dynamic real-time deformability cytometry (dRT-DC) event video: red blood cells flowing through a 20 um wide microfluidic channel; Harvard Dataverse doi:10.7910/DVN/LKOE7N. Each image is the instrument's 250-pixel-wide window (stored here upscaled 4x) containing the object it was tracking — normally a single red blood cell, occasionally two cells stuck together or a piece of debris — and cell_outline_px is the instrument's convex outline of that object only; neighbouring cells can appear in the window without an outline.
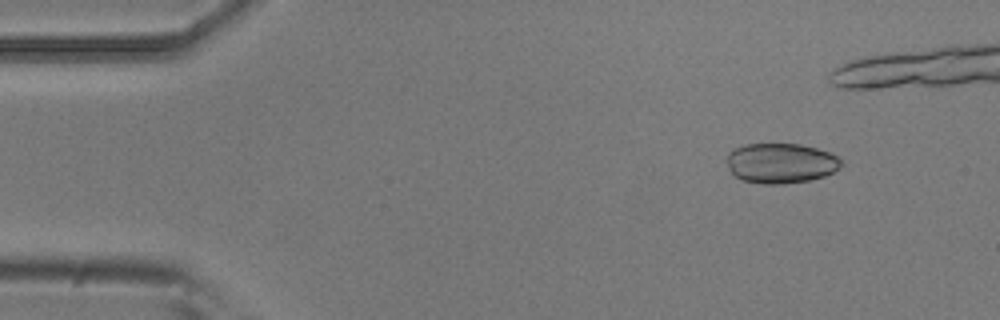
{"species": "common noctule bat (a hibernating species)", "species_latin": "Nyctalus noctula", "temperature_condition": "room temperature", "stored_images_in_passage": 6, "camera_frame_rate_fps": 3000, "um_per_image_px": 0.085, "animal": {"sex": "male", "body_mass_g": 20.5, "forearm_length_mm": 52.5}, "frame": {"image": 1, "passage_image": 1, "time_ms": 0.0, "image_size_px": [1000, 320], "cell_outline_px": [[840, 164], [832, 172], [824, 176], [812, 180], [784, 184], [764, 184], [744, 180], [736, 176], [728, 168], [728, 152], [732, 148], [744, 144], [800, 144], [816, 148], [828, 152], [836, 156], [840, 160]], "centroid_in_image_um": [66.33, 13.86], "position_along_channel_um": 18.7, "area_um2": 26.53}}